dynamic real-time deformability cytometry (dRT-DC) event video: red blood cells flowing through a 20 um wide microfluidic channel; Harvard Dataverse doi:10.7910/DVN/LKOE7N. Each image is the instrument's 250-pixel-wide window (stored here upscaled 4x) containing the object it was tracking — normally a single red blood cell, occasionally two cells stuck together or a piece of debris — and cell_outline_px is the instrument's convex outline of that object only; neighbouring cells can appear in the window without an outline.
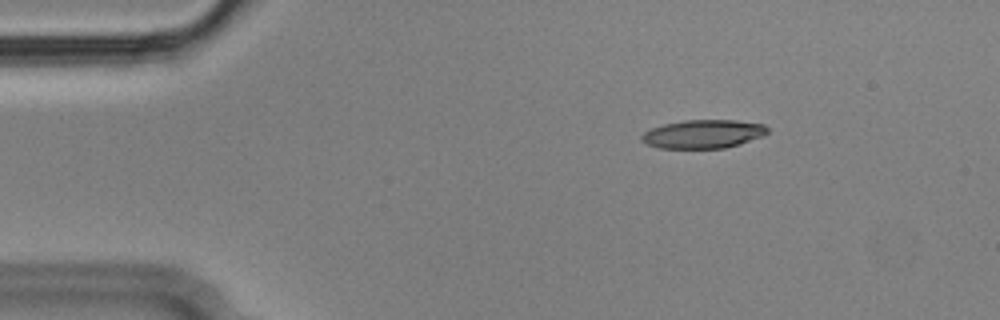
{"species": "Egyptian fruit bat (a non-hibernating species)", "species_latin": "Rousettus aegyptiacus", "temperature_condition": "cold", "stored_images_in_passage": 51, "camera_frame_rate_fps": 3000, "um_per_image_px": 0.085, "animal": {"sex": "male"}, "frame": {"image": 1, "passage_image": 4, "time_ms": 1.0, "image_size_px": [1000, 320], "cell_outline_px": [[768, 132], [764, 136], [740, 144], [724, 148], [660, 148], [648, 144], [640, 140], [640, 136], [644, 132], [652, 128], [664, 124], [684, 120], [736, 120], [764, 124], [768, 128]], "centroid_in_image_um": [59.79, 11.39], "position_along_channel_um": 25.2, "area_um2": 20.98}}
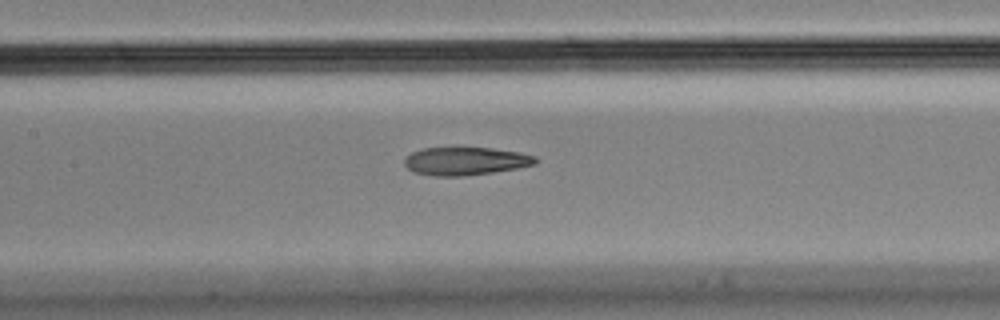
{"frame": {"image": 2, "passage_image": 21, "time_ms": 6.667, "image_size_px": [1000, 320], "cell_outline_px": [[540, 160], [536, 164], [516, 168], [492, 172], [460, 176], [436, 176], [412, 172], [404, 164], [404, 160], [412, 152], [424, 148], [492, 148], [520, 152], [536, 156]], "centroid_in_image_um": [39.6, 13.69], "position_along_channel_um": 167.8, "area_um2": 21.33}}
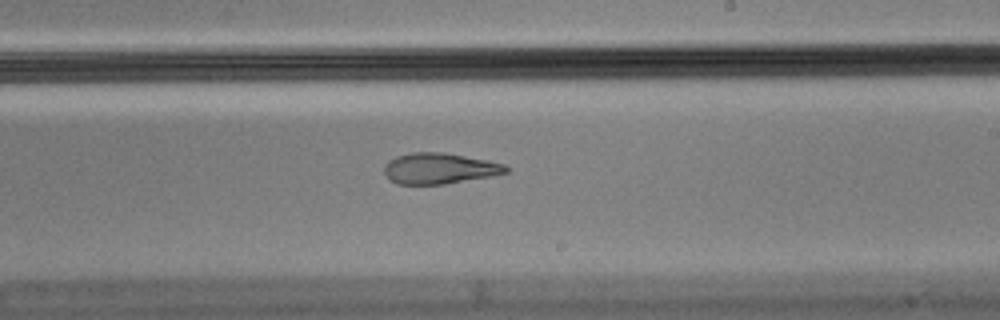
{"frame": {"image": 3, "passage_image": 28, "time_ms": 9.0, "image_size_px": [1000, 320], "cell_outline_px": [[508, 172], [492, 176], [444, 184], [396, 184], [388, 180], [384, 172], [384, 164], [388, 160], [396, 156], [412, 152], [444, 152], [488, 160], [504, 164], [508, 168]], "centroid_in_image_um": [37.31, 14.31], "position_along_channel_um": 251.7, "area_um2": 22.08}, "authors_computed_cell_mechanics": {"area_um2": 22.3686, "velocity_mm_per_s": 3.6079, "shape_relaxation_time_tau1_ms": null, "shape_relaxation_time_tau2_ms": 2.8304, "deformation_change_tau1": null, "deformation_change_tau2": 0.1197}}